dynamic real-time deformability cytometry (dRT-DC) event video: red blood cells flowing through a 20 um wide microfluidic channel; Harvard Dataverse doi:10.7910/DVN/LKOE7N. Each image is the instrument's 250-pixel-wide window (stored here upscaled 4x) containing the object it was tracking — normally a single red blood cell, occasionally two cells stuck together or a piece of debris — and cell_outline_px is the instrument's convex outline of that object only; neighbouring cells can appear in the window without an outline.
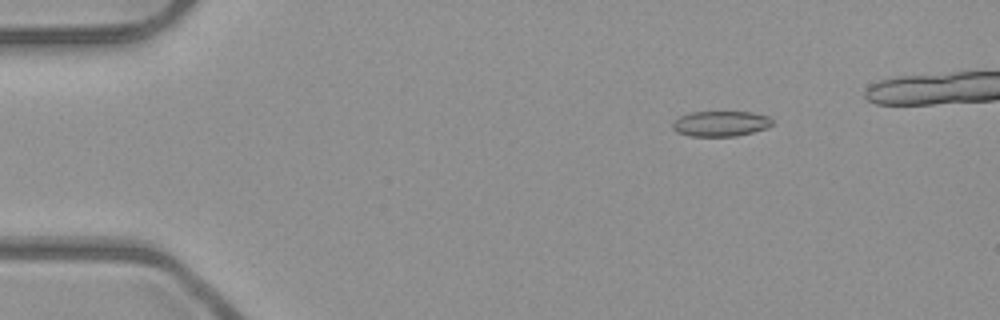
{"species": "common noctule bat (a hibernating species)", "species_latin": "Nyctalus noctula", "temperature_condition": "room temperature", "stored_images_in_passage": 40, "camera_frame_rate_fps": 3000, "um_per_image_px": 0.085, "animal": {"sex": "male", "body_mass_g": 23.1, "forearm_length_mm": 52.7}, "frame": {"image": 1, "passage_image": 1, "time_ms": 0.0, "image_size_px": [1000, 320], "cell_outline_px": [[772, 124], [768, 128], [736, 136], [688, 136], [676, 132], [672, 128], [672, 124], [680, 116], [688, 112], [752, 112], [768, 116], [772, 120]], "centroid_in_image_um": [61.24, 10.51], "position_along_channel_um": 23.8, "area_um2": 14.8}}
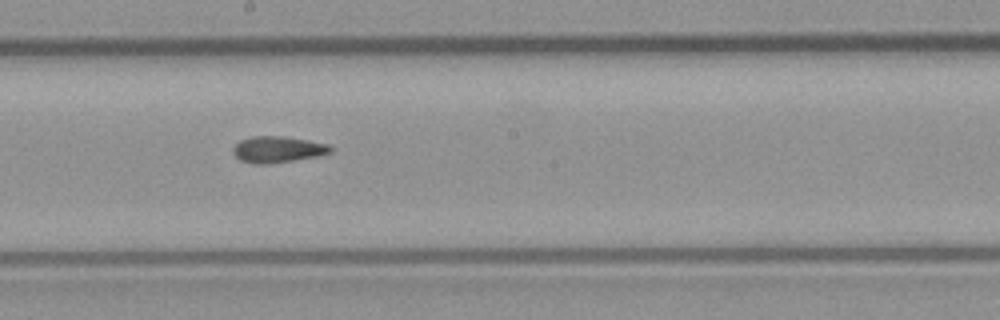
{"frame": {"image": 2, "passage_image": 22, "time_ms": 7.0, "image_size_px": [1000, 320], "cell_outline_px": [[332, 152], [320, 156], [268, 164], [252, 164], [240, 160], [232, 152], [232, 148], [240, 140], [252, 136], [284, 136], [308, 140], [328, 144], [332, 148]], "centroid_in_image_um": [23.6, 12.7], "position_along_channel_um": 224.6, "area_um2": 15.09}}
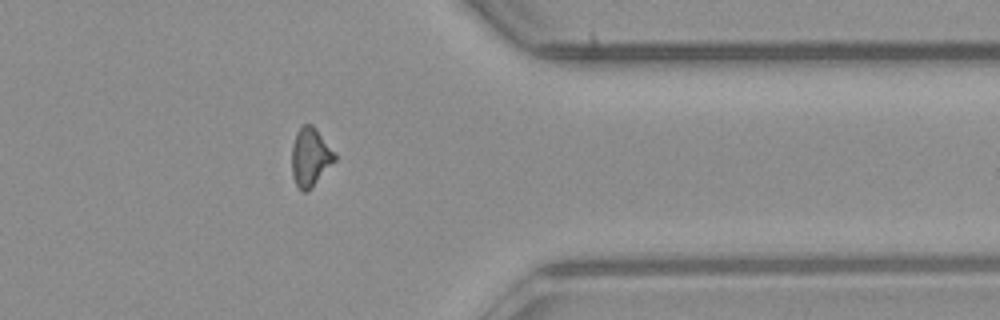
{"frame": {"image": 3, "passage_image": 35, "time_ms": 11.333, "image_size_px": [1000, 320], "cell_outline_px": [[336, 160], [308, 192], [304, 192], [296, 184], [292, 176], [292, 144], [296, 132], [304, 124], [312, 124], [316, 128], [336, 152]], "centroid_in_image_um": [26.39, 13.34], "position_along_channel_um": 385.0, "area_um2": 14.8}, "authors_computed_cell_mechanics": {"area_um2": 14.7968, "velocity_mm_per_s": 3.9984, "shape_relaxation_time_tau1_ms": null, "shape_relaxation_time_tau2_ms": 2.8821, "deformation_change_tau1": null, "deformation_change_tau2": 0.1116}}